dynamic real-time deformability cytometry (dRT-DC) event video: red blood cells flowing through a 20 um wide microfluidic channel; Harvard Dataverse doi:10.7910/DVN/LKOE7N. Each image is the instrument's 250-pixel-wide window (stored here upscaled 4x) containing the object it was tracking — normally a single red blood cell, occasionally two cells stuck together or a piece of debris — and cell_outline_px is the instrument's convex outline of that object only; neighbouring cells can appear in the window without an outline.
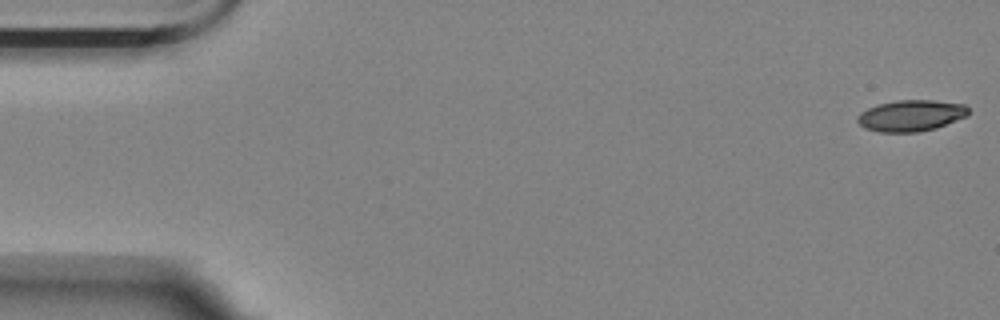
{"species": "Egyptian fruit bat (a non-hibernating species)", "species_latin": "Rousettus aegyptiacus", "temperature_condition": "room temperature", "stored_images_in_passage": 13, "camera_frame_rate_fps": 3000, "um_per_image_px": 0.085, "animal": {"sex": "female"}, "frame": {"image": 1, "passage_image": 1, "time_ms": 0.0, "image_size_px": [1000, 320], "cell_outline_px": [[968, 116], [936, 128], [920, 132], [880, 132], [864, 128], [856, 120], [856, 116], [860, 112], [876, 104], [896, 100], [932, 100], [964, 104], [968, 108]], "centroid_in_image_um": [77.41, 9.82], "position_along_channel_um": 7.6, "area_um2": 20.4}}